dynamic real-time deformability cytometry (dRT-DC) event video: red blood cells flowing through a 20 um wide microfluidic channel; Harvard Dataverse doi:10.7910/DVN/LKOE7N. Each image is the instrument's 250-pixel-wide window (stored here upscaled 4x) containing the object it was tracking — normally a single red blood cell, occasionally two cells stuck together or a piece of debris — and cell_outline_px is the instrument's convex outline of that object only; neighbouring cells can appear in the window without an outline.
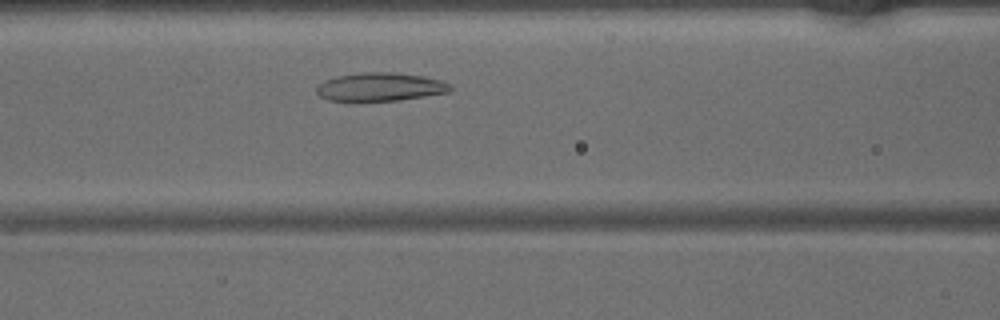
{"species": "common noctule bat (a hibernating species)", "species_latin": "Nyctalus noctula", "temperature_condition": "warm", "stored_images_in_passage": 28, "camera_frame_rate_fps": 3000, "um_per_image_px": 0.085, "animal": {"sex": "male", "body_mass_g": 15.6}, "frame": {"image": 1, "passage_image": 5, "time_ms": 1.333, "image_size_px": [1000, 320], "cell_outline_px": [[452, 88], [448, 92], [400, 100], [328, 100], [320, 96], [316, 92], [316, 84], [324, 80], [336, 76], [364, 72], [396, 72], [424, 76], [440, 80], [452, 84]], "centroid_in_image_um": [32.31, 7.37], "position_along_channel_um": 134.3, "area_um2": 22.08}}
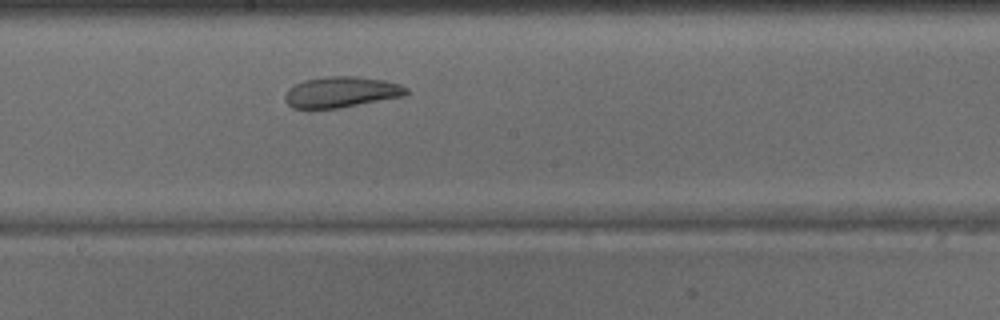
{"frame": {"image": 2, "passage_image": 11, "time_ms": 3.333, "image_size_px": [1000, 320], "cell_outline_px": [[408, 92], [404, 96], [336, 108], [292, 108], [284, 100], [284, 92], [288, 88], [304, 80], [328, 76], [356, 76], [384, 80], [400, 84], [408, 88]], "centroid_in_image_um": [28.98, 7.81], "position_along_channel_um": 219.2, "area_um2": 21.73}}
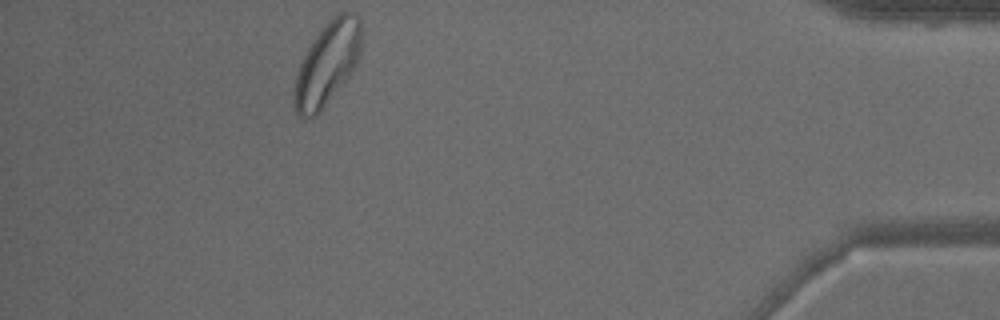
{"frame": {"image": 3, "passage_image": 28, "time_ms": 9.0, "image_size_px": [1000, 320], "cell_outline_px": [[360, 52], [356, 64], [348, 76], [320, 112], [316, 116], [300, 116], [296, 112], [292, 100], [292, 92], [296, 76], [300, 64], [312, 40], [340, 12], [352, 12], [360, 20]], "centroid_in_image_um": [27.78, 5.46], "position_along_channel_um": 407.4, "area_um2": 31.62}}